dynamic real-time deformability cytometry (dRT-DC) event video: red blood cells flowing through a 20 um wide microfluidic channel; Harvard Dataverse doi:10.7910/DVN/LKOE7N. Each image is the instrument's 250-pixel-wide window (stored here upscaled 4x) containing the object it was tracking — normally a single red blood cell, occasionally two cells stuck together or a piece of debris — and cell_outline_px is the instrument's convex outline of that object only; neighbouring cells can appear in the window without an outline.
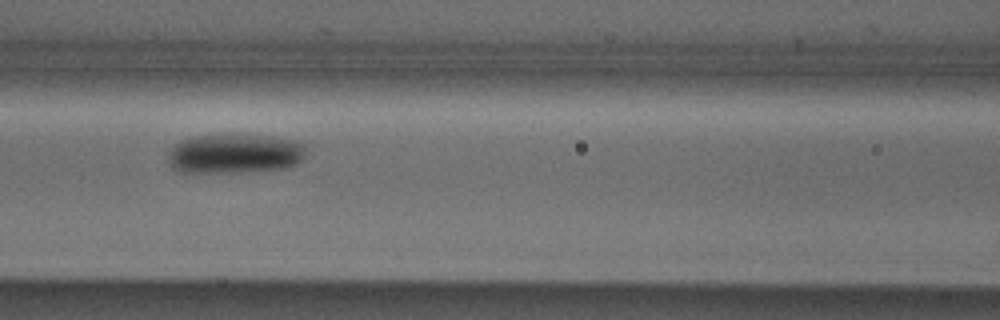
{"species": "Egyptian fruit bat (a non-hibernating species)", "species_latin": "Rousettus aegyptiacus", "temperature_condition": "cold", "stored_images_in_passage": 5, "camera_frame_rate_fps": 3000, "um_per_image_px": 0.085, "animal": {"sex": "male"}, "frame": {"image": 1, "passage_image": 5, "time_ms": 4.667, "image_size_px": [1000, 320], "cell_outline_px": [[304, 156], [296, 164], [284, 168], [244, 172], [180, 172], [172, 168], [168, 164], [168, 152], [176, 144], [192, 136], [224, 132], [232, 132], [272, 136], [296, 140], [304, 144]], "centroid_in_image_um": [19.93, 13.02], "position_along_channel_um": 146.7, "area_um2": 32.71}}